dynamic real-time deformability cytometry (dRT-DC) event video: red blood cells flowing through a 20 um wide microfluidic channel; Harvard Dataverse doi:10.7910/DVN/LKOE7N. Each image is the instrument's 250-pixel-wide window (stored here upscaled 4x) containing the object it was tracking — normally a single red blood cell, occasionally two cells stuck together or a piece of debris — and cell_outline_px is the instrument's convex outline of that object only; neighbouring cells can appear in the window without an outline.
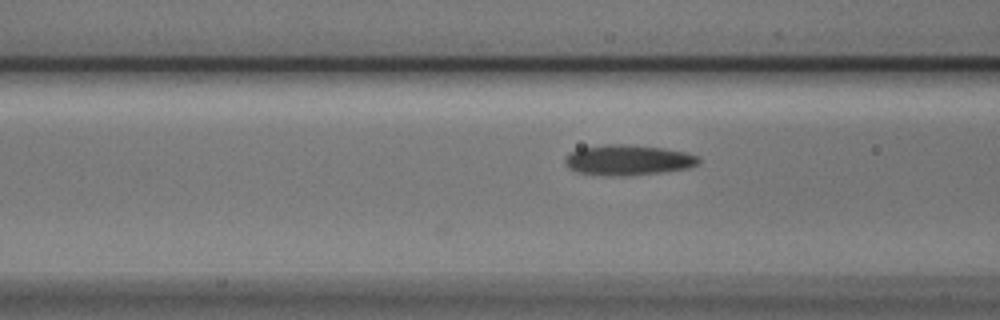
{"species": "Egyptian fruit bat (a non-hibernating species)", "species_latin": "Rousettus aegyptiacus", "temperature_condition": "cold", "stored_images_in_passage": 7, "camera_frame_rate_fps": 3000, "um_per_image_px": 0.085, "animal": {"sex": "male"}, "frame": {"image": 1, "passage_image": 4, "time_ms": 1.0, "image_size_px": [1000, 320], "cell_outline_px": [[700, 164], [688, 168], [660, 172], [576, 172], [568, 168], [564, 164], [564, 156], [568, 152], [580, 148], [608, 144], [624, 144], [664, 148], [688, 152], [700, 156]], "centroid_in_image_um": [53.43, 13.53], "position_along_channel_um": 113.2, "area_um2": 22.6}}